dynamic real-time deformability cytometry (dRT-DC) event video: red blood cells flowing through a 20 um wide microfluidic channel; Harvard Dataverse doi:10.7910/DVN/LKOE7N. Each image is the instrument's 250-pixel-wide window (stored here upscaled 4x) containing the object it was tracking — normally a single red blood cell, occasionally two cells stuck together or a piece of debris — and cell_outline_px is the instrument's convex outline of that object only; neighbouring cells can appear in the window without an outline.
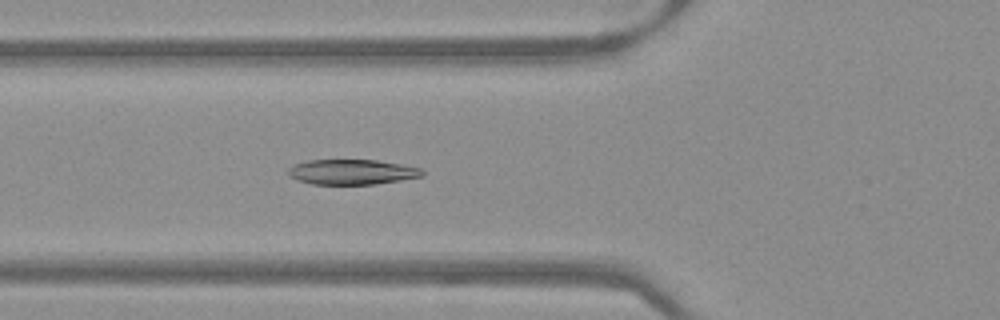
{"species": "Egyptian fruit bat (a non-hibernating species)", "species_latin": "Rousettus aegyptiacus", "temperature_condition": "warm", "stored_images_in_passage": 52, "camera_frame_rate_fps": 3000, "um_per_image_px": 0.085, "frame": {"image": 1, "passage_image": 20, "time_ms": 6.333, "image_size_px": [1000, 320], "cell_outline_px": [[424, 176], [376, 184], [312, 184], [296, 180], [288, 176], [288, 168], [296, 164], [308, 160], [376, 160], [400, 164], [420, 168], [424, 172]], "centroid_in_image_um": [29.89, 14.62], "position_along_channel_um": 95.9, "area_um2": 19.59}}
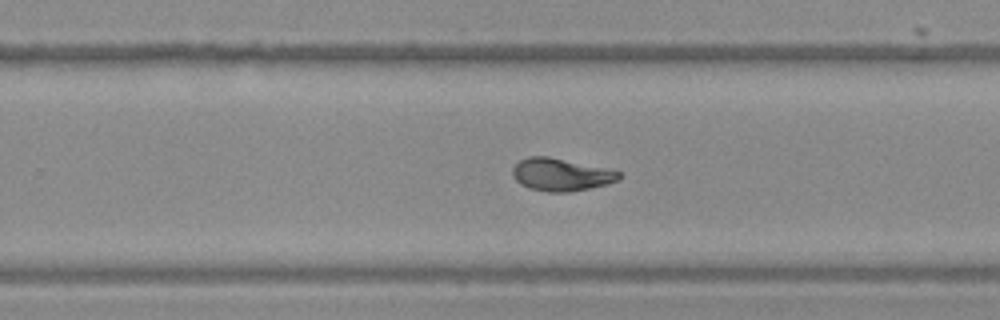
{"frame": {"image": 2, "passage_image": 34, "time_ms": 11.0, "image_size_px": [1000, 320], "cell_outline_px": [[620, 176], [616, 180], [608, 184], [568, 192], [548, 192], [528, 188], [520, 184], [512, 176], [512, 168], [520, 160], [528, 156], [548, 156], [608, 168], [620, 172]], "centroid_in_image_um": [47.65, 14.83], "position_along_channel_um": 282.2, "area_um2": 20.23}}
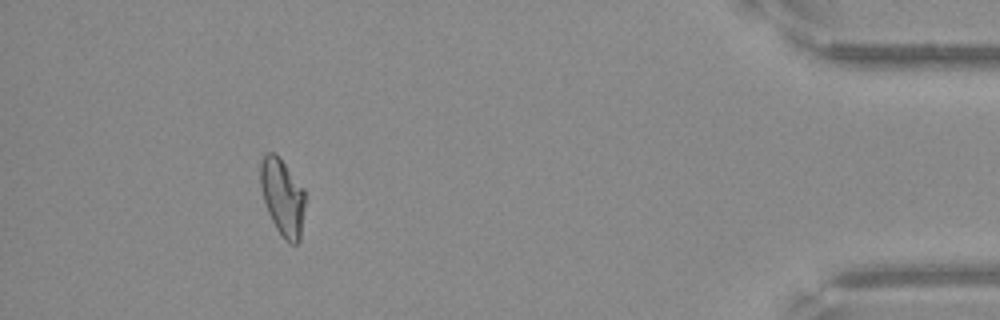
{"frame": {"image": 3, "passage_image": 48, "time_ms": 15.667, "image_size_px": [1000, 320], "cell_outline_px": [[304, 208], [300, 240], [296, 244], [288, 244], [284, 240], [276, 228], [268, 212], [264, 200], [260, 184], [260, 160], [268, 152], [276, 152], [280, 156], [304, 188]], "centroid_in_image_um": [24.01, 16.73], "position_along_channel_um": 411.2, "area_um2": 20.23}}